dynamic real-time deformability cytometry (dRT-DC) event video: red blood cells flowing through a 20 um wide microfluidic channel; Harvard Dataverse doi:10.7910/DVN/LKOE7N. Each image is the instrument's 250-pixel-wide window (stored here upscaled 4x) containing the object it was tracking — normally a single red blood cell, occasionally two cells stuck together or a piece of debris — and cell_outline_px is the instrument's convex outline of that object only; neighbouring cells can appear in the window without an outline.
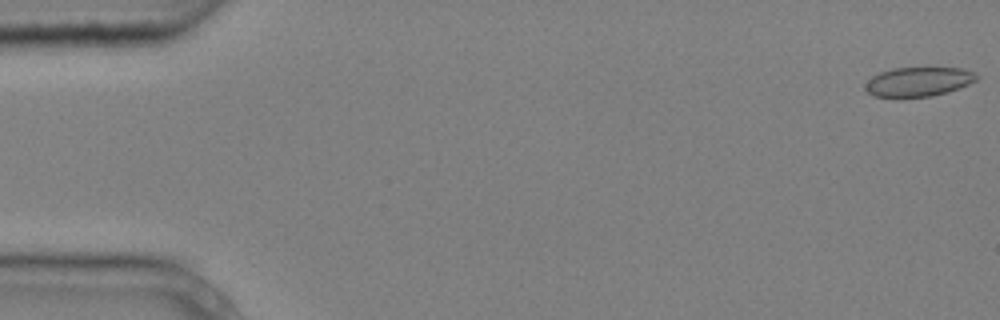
{"species": "common noctule bat (a hibernating species)", "species_latin": "Nyctalus noctula", "temperature_condition": "cold", "stored_images_in_passage": 5, "camera_frame_rate_fps": 3000, "um_per_image_px": 0.085, "animal": {"sex": "male", "body_mass_g": 20.4}, "frame": {"image": 1, "passage_image": 1, "time_ms": 0.0, "image_size_px": [1000, 320], "cell_outline_px": [[980, 76], [976, 80], [968, 84], [948, 92], [932, 96], [872, 96], [864, 88], [864, 84], [872, 76], [880, 72], [892, 68], [964, 68], [976, 72]], "centroid_in_image_um": [78.09, 6.93], "position_along_channel_um": 6.9, "area_um2": 18.96}}
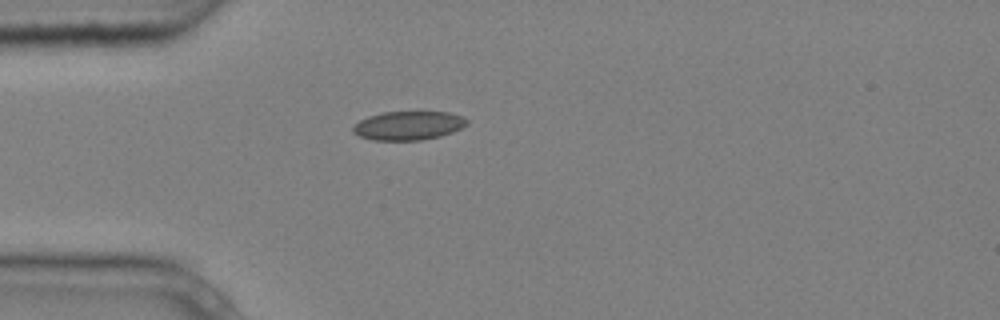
{"frame": {"image": 2, "passage_image": 5, "time_ms": 1.333, "image_size_px": [1000, 320], "cell_outline_px": [[468, 124], [452, 132], [440, 136], [420, 140], [372, 140], [360, 136], [352, 132], [352, 128], [360, 120], [368, 116], [384, 112], [448, 112], [464, 116], [468, 120]], "centroid_in_image_um": [34.72, 10.67], "position_along_channel_um": 50.3, "area_um2": 19.07}}